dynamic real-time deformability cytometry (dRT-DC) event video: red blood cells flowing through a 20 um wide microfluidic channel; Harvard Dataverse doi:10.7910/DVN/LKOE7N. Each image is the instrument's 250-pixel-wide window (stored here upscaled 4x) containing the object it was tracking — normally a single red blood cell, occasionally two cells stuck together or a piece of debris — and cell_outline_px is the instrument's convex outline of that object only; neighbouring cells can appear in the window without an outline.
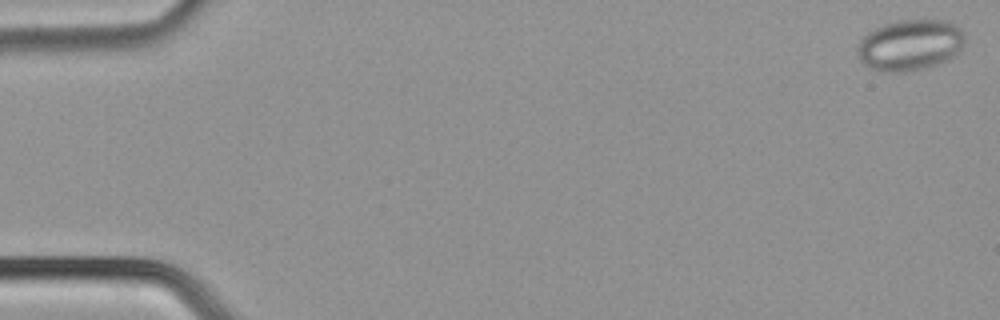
{"species": "common noctule bat (a hibernating species)", "species_latin": "Nyctalus noctula", "temperature_condition": "cold", "stored_images_in_passage": 50, "camera_frame_rate_fps": 3000, "um_per_image_px": 0.085, "animal": {"sex": "male", "body_mass_g": 21.5, "forearm_length_mm": 52.0}, "frame": {"image": 1, "passage_image": 1, "time_ms": 0.0, "image_size_px": [1000, 320], "cell_outline_px": [[964, 44], [960, 52], [956, 56], [936, 64], [924, 68], [904, 72], [880, 72], [868, 68], [856, 56], [856, 48], [860, 40], [868, 32], [884, 24], [896, 20], [944, 20], [956, 24], [964, 32]], "centroid_in_image_um": [77.34, 3.83], "position_along_channel_um": 7.7, "area_um2": 32.43}}
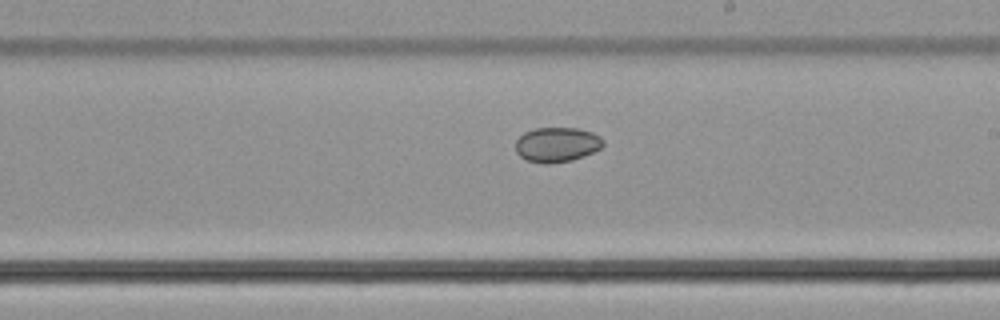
{"frame": {"image": 2, "passage_image": 29, "time_ms": 9.333, "image_size_px": [1000, 320], "cell_outline_px": [[604, 144], [600, 148], [592, 152], [572, 160], [552, 164], [544, 164], [528, 160], [520, 156], [516, 152], [516, 140], [524, 132], [536, 128], [580, 128], [592, 132], [600, 136], [604, 140]], "centroid_in_image_um": [47.34, 12.29], "position_along_channel_um": 241.7, "area_um2": 17.8}}
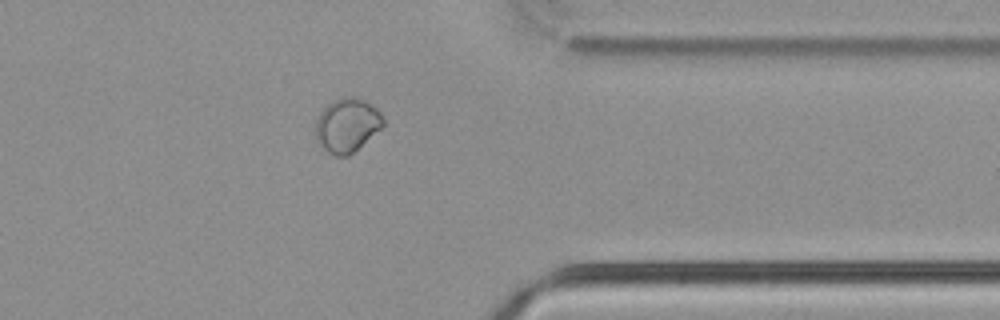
{"frame": {"image": 3, "passage_image": 40, "time_ms": 13.0, "image_size_px": [1000, 320], "cell_outline_px": [[384, 124], [380, 128], [348, 156], [336, 156], [328, 152], [324, 148], [316, 136], [316, 120], [320, 112], [332, 100], [344, 96], [356, 96], [364, 100], [376, 108], [384, 116]], "centroid_in_image_um": [29.51, 10.6], "position_along_channel_um": 381.9, "area_um2": 20.92}}